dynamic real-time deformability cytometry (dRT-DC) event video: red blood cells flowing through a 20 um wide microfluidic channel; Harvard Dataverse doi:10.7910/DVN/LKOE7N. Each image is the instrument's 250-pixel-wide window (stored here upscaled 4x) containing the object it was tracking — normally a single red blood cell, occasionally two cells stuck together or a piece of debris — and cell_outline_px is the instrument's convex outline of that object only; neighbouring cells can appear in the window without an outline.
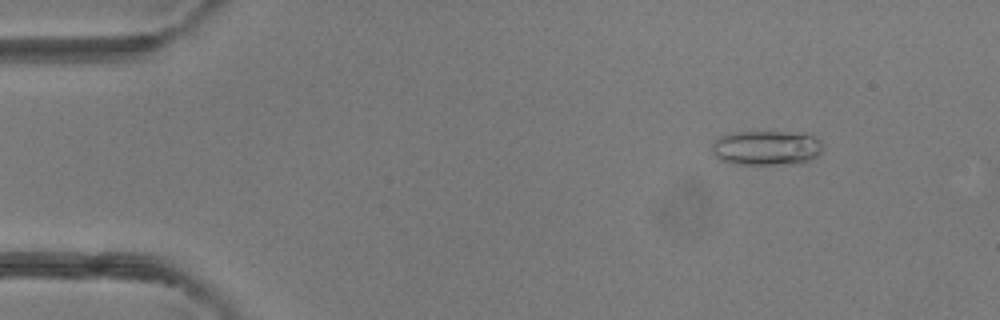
{"species": "common noctule bat (a hibernating species)", "species_latin": "Nyctalus noctula", "temperature_condition": "room temperature", "stored_images_in_passage": 48, "camera_frame_rate_fps": 3000, "um_per_image_px": 0.085, "animal": {"sex": "female"}, "frame": {"image": 1, "passage_image": 6, "time_ms": 1.667, "image_size_px": [1000, 320], "cell_outline_px": [[824, 144], [820, 152], [816, 156], [804, 164], [732, 164], [720, 160], [712, 152], [712, 144], [720, 136], [728, 132], [780, 132], [812, 136], [820, 140]], "centroid_in_image_um": [65.12, 12.59], "position_along_channel_um": 19.9, "area_um2": 22.48}}
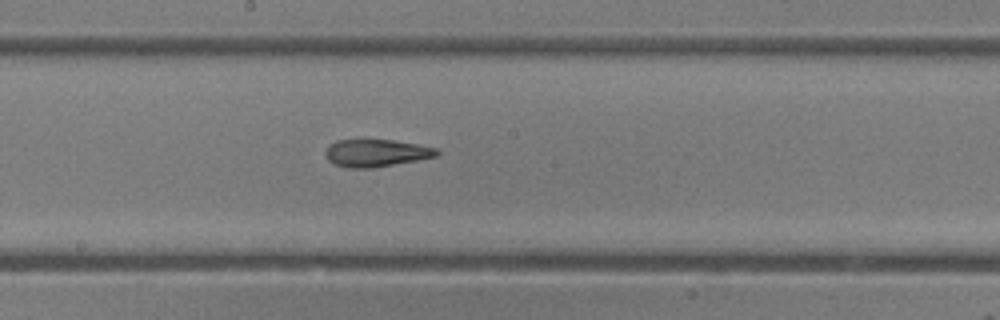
{"frame": {"image": 2, "passage_image": 26, "time_ms": 8.333, "image_size_px": [1000, 320], "cell_outline_px": [[440, 152], [436, 156], [416, 160], [372, 168], [348, 168], [336, 164], [328, 160], [324, 152], [328, 144], [336, 140], [392, 140], [420, 144], [440, 148]], "centroid_in_image_um": [31.98, 12.99], "position_along_channel_um": 216.2, "area_um2": 17.86}}
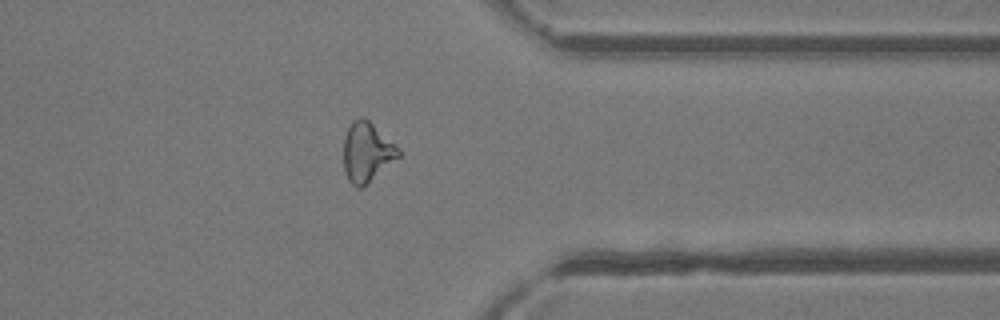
{"frame": {"image": 3, "passage_image": 38, "time_ms": 12.333, "image_size_px": [1000, 320], "cell_outline_px": [[400, 156], [364, 188], [356, 188], [348, 180], [344, 168], [344, 136], [352, 120], [360, 116], [364, 116], [396, 144], [400, 148]], "centroid_in_image_um": [31.19, 12.94], "position_along_channel_um": 380.2, "area_um2": 19.42}, "authors_computed_cell_mechanics": {"area_um2": 19.4497, "velocity_mm_per_s": 4.328, "shape_relaxation_time_tau1_ms": null, "shape_relaxation_time_tau2_ms": 3.6708, "deformation_change_tau1": null, "deformation_change_tau2": 0.1338}}